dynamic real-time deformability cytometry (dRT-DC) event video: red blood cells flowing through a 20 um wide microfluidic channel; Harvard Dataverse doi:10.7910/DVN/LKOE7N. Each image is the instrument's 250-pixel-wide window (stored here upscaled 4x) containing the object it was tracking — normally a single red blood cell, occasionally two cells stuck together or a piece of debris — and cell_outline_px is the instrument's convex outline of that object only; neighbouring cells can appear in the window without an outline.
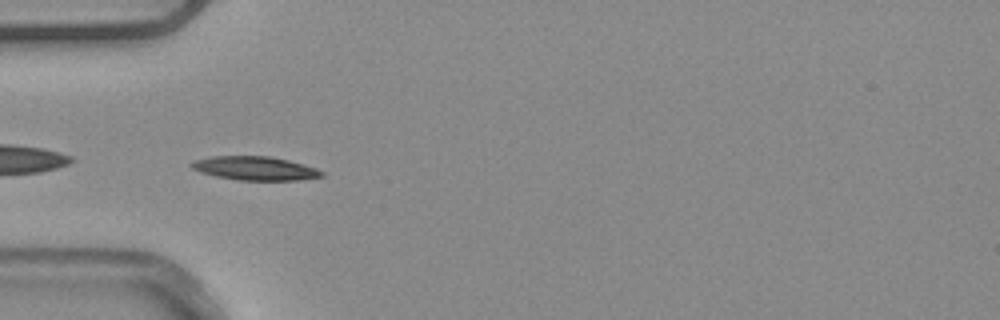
{"species": "common noctule bat (a hibernating species)", "species_latin": "Nyctalus noctula", "temperature_condition": "warm", "stored_images_in_passage": 37, "camera_frame_rate_fps": 3000, "um_per_image_px": 0.085, "animal": {"sex": "male", "body_mass_g": 20.4}, "frame": {"image": 1, "passage_image": 1, "time_ms": 0.0, "image_size_px": [1000, 320], "cell_outline_px": [[324, 176], [300, 180], [240, 180], [216, 176], [200, 172], [192, 168], [188, 164], [192, 160], [212, 156], [268, 156], [288, 160], [304, 164], [316, 168], [324, 172]], "centroid_in_image_um": [21.66, 14.3], "position_along_channel_um": 63.3, "area_um2": 18.09}, "authors_computed_cell_mechanics": {"area_um2": 17.051, "velocity_mm_per_s": 3.8864, "shape_relaxation_time_tau1_ms": 4.5282, "shape_relaxation_time_tau2_ms": null, "deformation_change_tau1": 0.1163, "deformation_change_tau2": null}}